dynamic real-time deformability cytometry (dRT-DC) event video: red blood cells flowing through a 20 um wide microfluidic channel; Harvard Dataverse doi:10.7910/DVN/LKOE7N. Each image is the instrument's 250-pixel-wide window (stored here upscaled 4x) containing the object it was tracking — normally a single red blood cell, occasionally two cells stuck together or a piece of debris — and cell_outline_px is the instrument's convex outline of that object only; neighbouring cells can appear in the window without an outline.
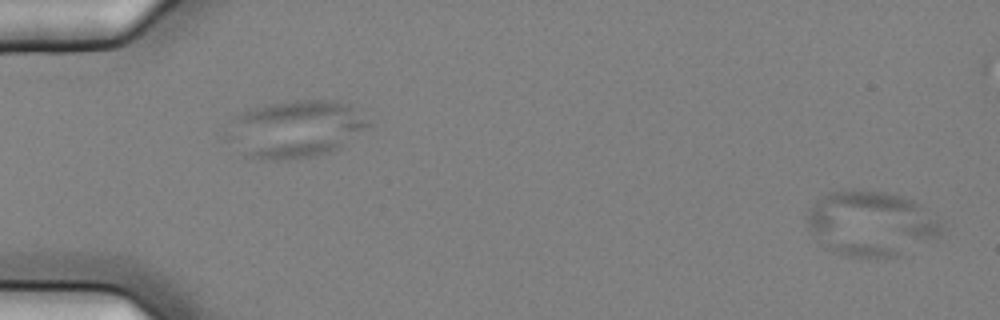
{"species": "common noctule bat (a hibernating species)", "species_latin": "Nyctalus noctula", "temperature_condition": "cold", "stored_images_in_passage": 51, "camera_frame_rate_fps": 3000, "um_per_image_px": 0.085, "animal": {"sex": "female", "body_mass_g": 25.1}, "frame": {"image": 1, "passage_image": 2, "time_ms": 0.333, "image_size_px": [1000, 320], "cell_outline_px": [[944, 228], [940, 236], [896, 256], [848, 256], [832, 252], [824, 248], [820, 244], [812, 232], [804, 216], [808, 208], [824, 192], [884, 192], [900, 196], [912, 200], [920, 204]], "centroid_in_image_um": [73.97, 19.01], "position_along_channel_um": 11.0, "area_um2": 50.11}}
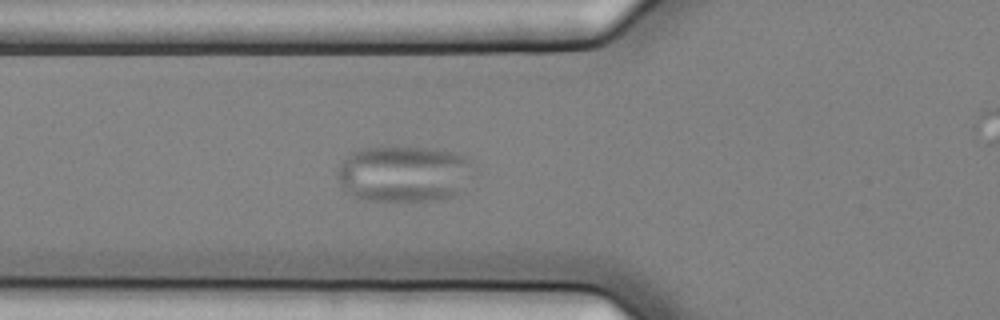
{"frame": {"image": 2, "passage_image": 21, "time_ms": 6.667, "image_size_px": [1000, 320], "cell_outline_px": [[472, 160], [464, 192], [452, 196], [436, 200], [364, 200], [344, 192], [336, 176], [336, 172], [340, 164], [352, 152], [364, 148], [428, 148], [452, 152], [464, 156]], "centroid_in_image_um": [34.3, 14.79], "position_along_channel_um": 91.5, "area_um2": 44.39}}
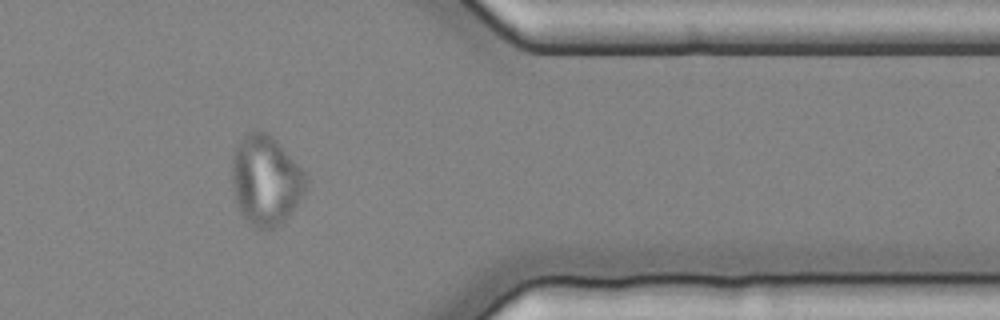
{"frame": {"image": 3, "passage_image": 47, "time_ms": 15.333, "image_size_px": [1000, 320], "cell_outline_px": [[308, 188], [288, 216], [276, 228], [252, 228], [240, 212], [236, 204], [232, 184], [232, 156], [236, 148], [244, 136], [248, 132], [256, 128], [268, 132], [280, 144], [308, 176]], "centroid_in_image_um": [22.59, 15.32], "position_along_channel_um": 388.8, "area_um2": 39.07}}